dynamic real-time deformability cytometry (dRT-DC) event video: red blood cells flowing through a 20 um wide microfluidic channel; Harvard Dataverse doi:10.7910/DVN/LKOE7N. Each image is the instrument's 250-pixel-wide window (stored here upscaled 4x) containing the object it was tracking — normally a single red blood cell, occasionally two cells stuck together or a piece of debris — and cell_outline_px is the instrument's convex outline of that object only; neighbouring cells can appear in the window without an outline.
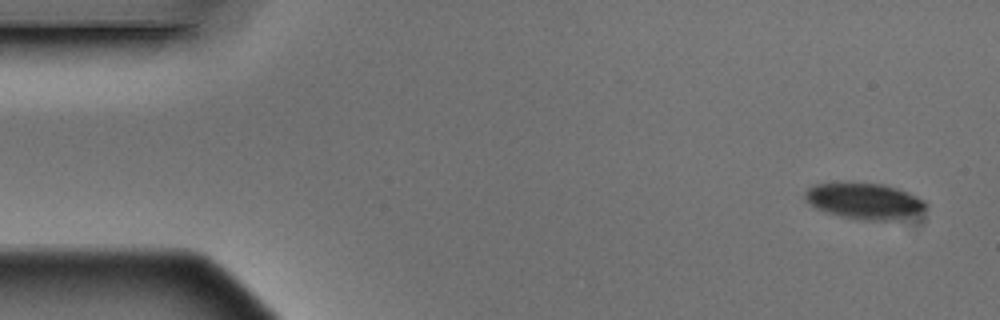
{"species": "Egyptian fruit bat (a non-hibernating species)", "species_latin": "Rousettus aegyptiacus", "temperature_condition": "warm", "stored_images_in_passage": 9, "camera_frame_rate_fps": 3000, "um_per_image_px": 0.085, "animal": {"sex": "male"}, "frame": {"image": 1, "passage_image": 1, "time_ms": 0.0, "image_size_px": [1000, 320], "cell_outline_px": [[928, 208], [924, 216], [892, 220], [864, 220], [840, 216], [824, 212], [816, 208], [804, 200], [804, 192], [808, 188], [816, 184], [884, 184], [908, 192], [924, 200], [928, 204]], "centroid_in_image_um": [73.58, 17.13], "position_along_channel_um": 11.4, "area_um2": 25.66}}
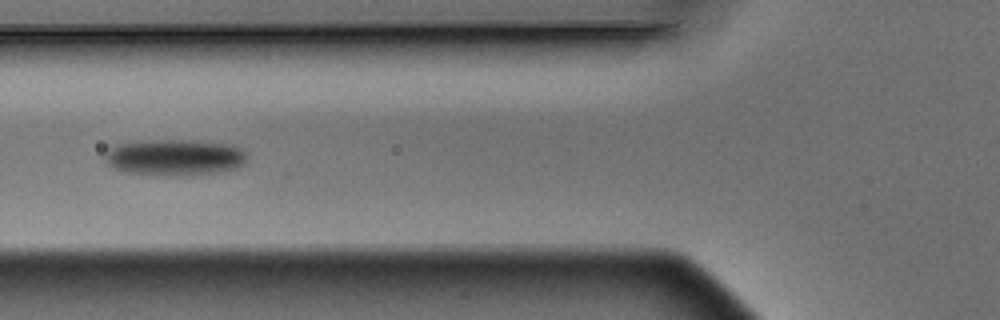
{"frame": {"image": 2, "passage_image": 6, "time_ms": 1.667, "image_size_px": [1000, 320], "cell_outline_px": [[248, 156], [244, 164], [236, 168], [224, 172], [192, 176], [152, 176], [124, 172], [112, 168], [104, 160], [104, 156], [116, 144], [148, 140], [196, 140], [232, 144], [248, 152]], "centroid_in_image_um": [14.9, 13.4], "position_along_channel_um": 110.9, "area_um2": 31.04}}
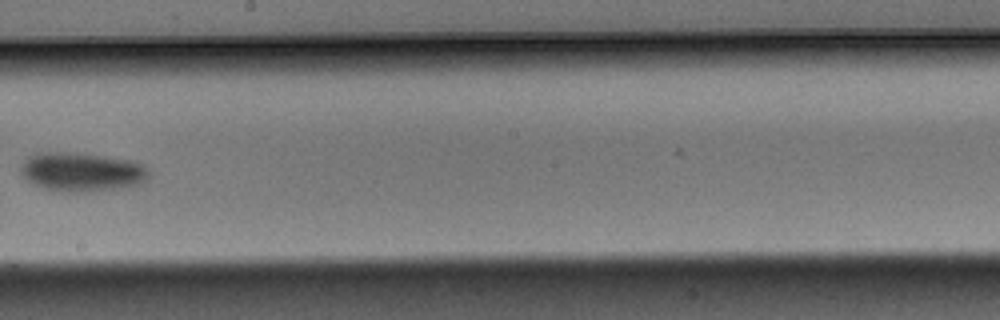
{"frame": {"image": 3, "passage_image": 9, "time_ms": 2.667, "image_size_px": [1000, 320], "cell_outline_px": [[148, 180], [140, 184], [128, 188], [84, 192], [68, 192], [44, 188], [32, 184], [24, 180], [20, 176], [20, 168], [24, 160], [28, 156], [36, 152], [64, 152], [104, 156], [132, 160], [140, 164], [148, 172]], "centroid_in_image_um": [6.9, 14.63], "position_along_channel_um": 241.3, "area_um2": 29.48}}